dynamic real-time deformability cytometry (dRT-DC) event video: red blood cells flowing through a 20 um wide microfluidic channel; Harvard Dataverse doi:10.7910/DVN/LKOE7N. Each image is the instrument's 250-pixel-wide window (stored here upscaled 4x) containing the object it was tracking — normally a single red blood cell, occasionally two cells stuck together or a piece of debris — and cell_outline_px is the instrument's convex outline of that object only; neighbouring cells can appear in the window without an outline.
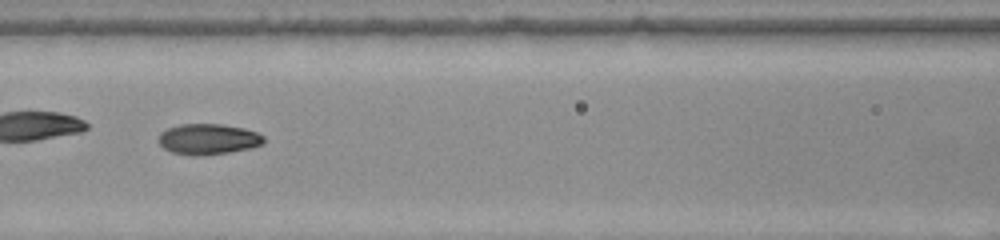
{"species": "common noctule bat (a hibernating species)", "species_latin": "Nyctalus noctula", "temperature_condition": "warm", "stored_images_in_passage": 51, "camera_frame_rate_fps": 3000, "um_per_image_px": 0.085, "animal": {"sex": "female", "body_mass_g": 22.0, "forearm_length_mm": 56.7}, "frame": {"image": 1, "passage_image": 22, "time_ms": 7.0, "image_size_px": [1000, 240], "cell_outline_px": [[264, 140], [260, 144], [252, 148], [228, 152], [172, 152], [164, 148], [160, 144], [160, 132], [168, 128], [180, 124], [220, 124], [244, 128], [256, 132], [264, 136]], "centroid_in_image_um": [17.74, 11.76], "position_along_channel_um": 148.9, "area_um2": 17.8}}
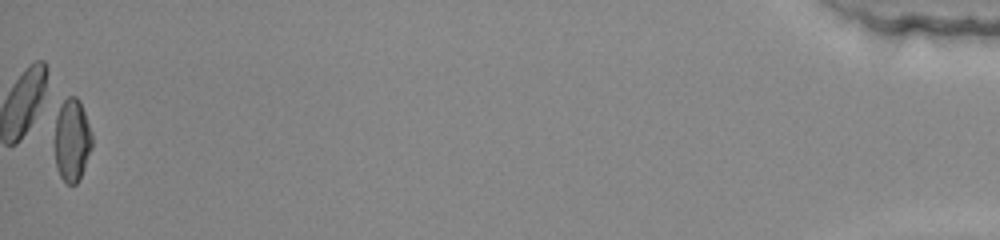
{"frame": {"image": 2, "passage_image": 51, "time_ms": 16.667, "image_size_px": [1000, 240], "cell_outline_px": [[92, 148], [80, 176], [76, 184], [64, 184], [56, 168], [56, 116], [60, 100], [68, 96], [76, 96], [80, 100], [92, 132]], "centroid_in_image_um": [6.12, 11.87], "position_along_channel_um": 429.1, "area_um2": 18.15}, "authors_computed_cell_mechanics": {"area_um2": 18.3226, "velocity_mm_per_s": 3.9273, "shape_relaxation_time_tau1_ms": null, "shape_relaxation_time_tau2_ms": 1.2274, "deformation_change_tau1": null, "deformation_change_tau2": 0.0519}}